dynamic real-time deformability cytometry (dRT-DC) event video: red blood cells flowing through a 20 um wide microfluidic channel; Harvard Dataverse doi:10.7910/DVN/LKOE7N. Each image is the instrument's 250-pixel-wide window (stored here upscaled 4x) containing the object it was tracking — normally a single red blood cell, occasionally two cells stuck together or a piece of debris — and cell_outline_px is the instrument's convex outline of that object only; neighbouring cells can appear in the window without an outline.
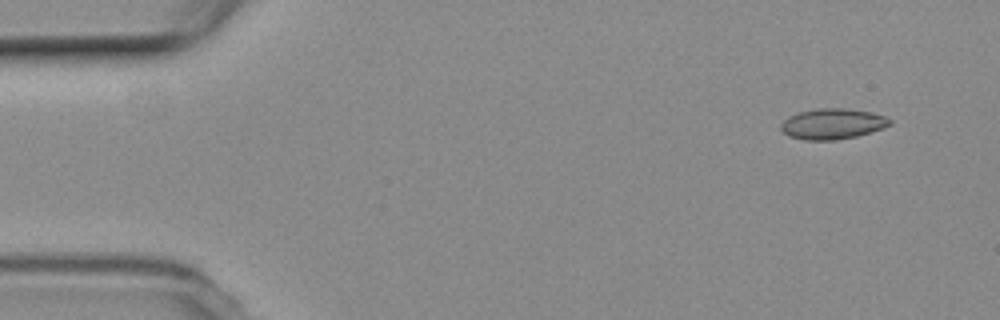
{"species": "common noctule bat (a hibernating species)", "species_latin": "Nyctalus noctula", "temperature_condition": "room temperature", "stored_images_in_passage": 5, "camera_frame_rate_fps": 3000, "um_per_image_px": 0.085, "animal": {"sex": "female", "body_mass_g": 19.3, "forearm_length_mm": 54.1}, "frame": {"image": 1, "passage_image": 2, "time_ms": 1.0, "image_size_px": [1000, 320], "cell_outline_px": [[892, 124], [856, 136], [832, 140], [804, 140], [788, 136], [780, 128], [780, 124], [788, 116], [796, 112], [816, 108], [844, 108], [872, 112], [884, 116], [892, 120]], "centroid_in_image_um": [70.71, 10.51], "position_along_channel_um": 14.3, "area_um2": 19.42}}
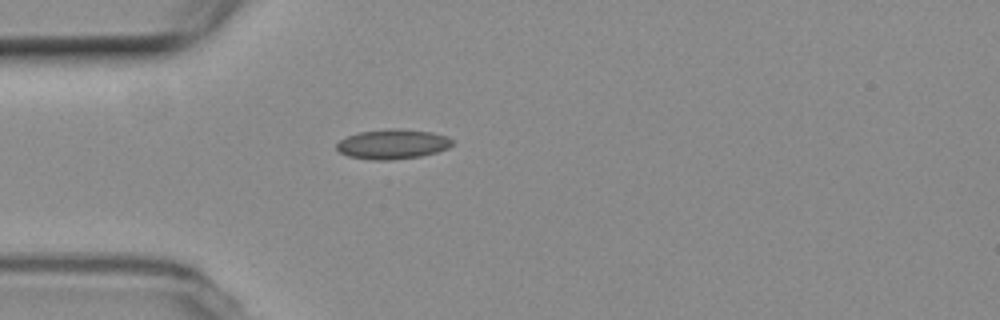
{"frame": {"image": 2, "passage_image": 5, "time_ms": 4.667, "image_size_px": [1000, 320], "cell_outline_px": [[452, 144], [448, 148], [436, 152], [420, 156], [388, 160], [372, 160], [348, 156], [340, 152], [336, 148], [336, 144], [340, 140], [348, 136], [360, 132], [388, 128], [396, 128], [432, 132], [448, 136], [452, 140]], "centroid_in_image_um": [33.37, 12.24], "position_along_channel_um": 51.6, "area_um2": 20.0}}